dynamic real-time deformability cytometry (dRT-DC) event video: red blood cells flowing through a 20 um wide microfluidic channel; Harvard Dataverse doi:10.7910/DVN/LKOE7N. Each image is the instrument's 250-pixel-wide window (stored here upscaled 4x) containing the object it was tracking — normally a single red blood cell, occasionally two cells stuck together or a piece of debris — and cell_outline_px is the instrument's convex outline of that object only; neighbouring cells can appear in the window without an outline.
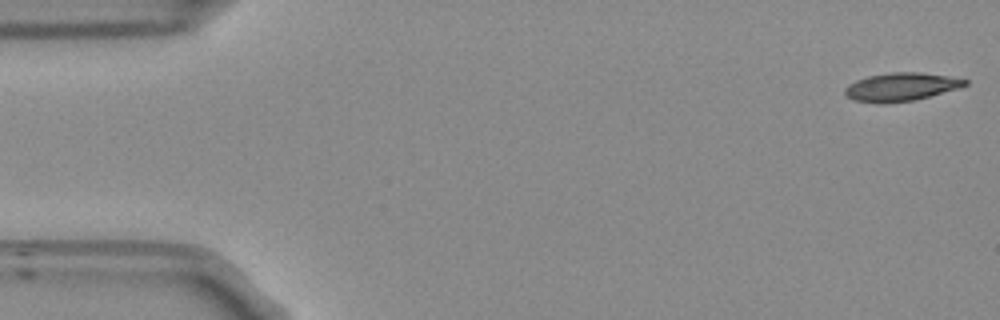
{"species": "Egyptian fruit bat (a non-hibernating species)", "species_latin": "Rousettus aegyptiacus", "temperature_condition": "room temperature", "stored_images_in_passage": 53, "camera_frame_rate_fps": 3000, "um_per_image_px": 0.085, "frame": {"image": 1, "passage_image": 1, "time_ms": 0.0, "image_size_px": [1000, 320], "cell_outline_px": [[968, 84], [960, 88], [912, 100], [880, 104], [852, 100], [844, 92], [844, 88], [848, 84], [856, 80], [868, 76], [892, 72], [920, 72], [948, 76], [968, 80]], "centroid_in_image_um": [76.56, 7.38], "position_along_channel_um": 8.4, "area_um2": 19.71}}
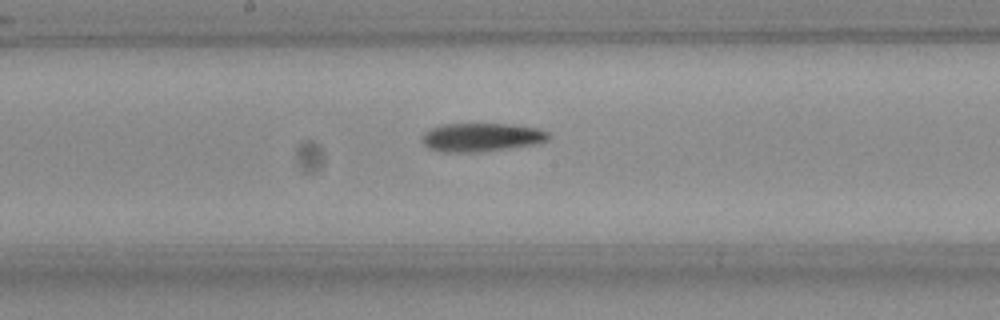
{"frame": {"image": 2, "passage_image": 27, "time_ms": 8.667, "image_size_px": [1000, 320], "cell_outline_px": [[548, 140], [536, 144], [480, 152], [444, 152], [428, 148], [424, 144], [424, 132], [440, 124], [516, 124], [540, 128], [548, 132]], "centroid_in_image_um": [40.96, 11.66], "position_along_channel_um": 207.2, "area_um2": 21.04}}
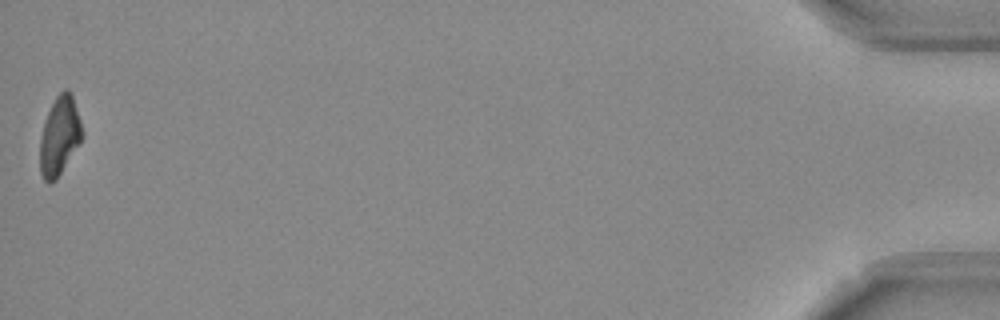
{"frame": {"image": 3, "passage_image": 53, "time_ms": 17.333, "image_size_px": [1000, 320], "cell_outline_px": [[84, 136], [80, 144], [56, 180], [48, 184], [44, 180], [40, 172], [40, 140], [44, 120], [56, 96], [64, 88], [68, 88], [72, 96], [84, 132]], "centroid_in_image_um": [5.07, 11.57], "position_along_channel_um": 430.1, "area_um2": 19.48}, "authors_computed_cell_mechanics": {"area_um2": 20.4612, "velocity_mm_per_s": 3.7606, "shape_relaxation_time_tau1_ms": 6.2005, "shape_relaxation_time_tau2_ms": 6.7348, "deformation_change_tau1": 0.1753, "deformation_change_tau2": 0.1766}}